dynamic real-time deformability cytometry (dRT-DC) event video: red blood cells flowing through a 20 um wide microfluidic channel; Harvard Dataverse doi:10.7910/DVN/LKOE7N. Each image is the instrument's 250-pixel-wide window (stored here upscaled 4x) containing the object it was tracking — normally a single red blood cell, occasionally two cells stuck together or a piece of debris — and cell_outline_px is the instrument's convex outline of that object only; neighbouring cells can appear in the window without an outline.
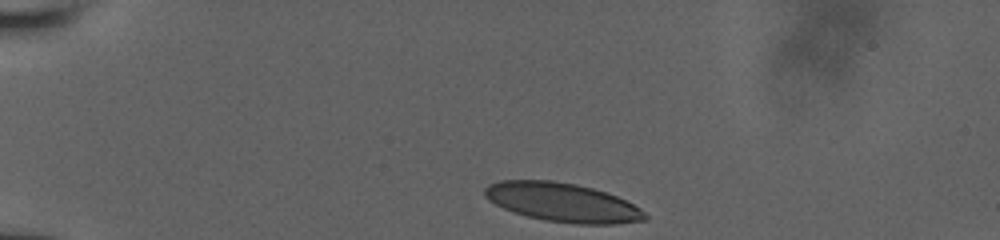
{"species": "human", "species_latin": "Homo sapiens", "temperature_condition": "room temperature", "stored_images_in_passage": 36, "camera_frame_rate_fps": 3000, "um_per_image_px": 0.085, "donor": {"sex": "male"}, "frame": {"image": 1, "passage_image": 1, "time_ms": 0.0, "image_size_px": [1000, 240], "cell_outline_px": [[648, 220], [616, 224], [576, 224], [544, 220], [512, 212], [488, 200], [484, 196], [484, 188], [488, 184], [500, 180], [552, 180], [576, 184], [592, 188], [616, 196], [640, 208], [648, 216]], "centroid_in_image_um": [47.79, 17.2], "position_along_channel_um": 37.2, "area_um2": 36.36}}
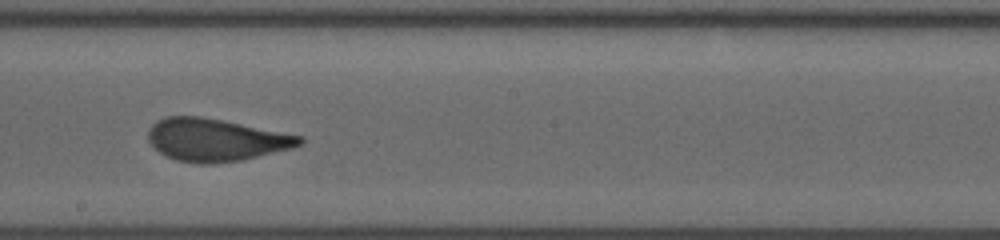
{"frame": {"image": 2, "passage_image": 21, "time_ms": 6.667, "image_size_px": [1000, 240], "cell_outline_px": [[304, 144], [292, 148], [244, 160], [212, 164], [200, 164], [176, 160], [160, 152], [148, 140], [148, 128], [156, 120], [168, 116], [200, 116], [224, 120], [304, 136]], "centroid_in_image_um": [18.38, 11.88], "position_along_channel_um": 229.8, "area_um2": 37.86}}
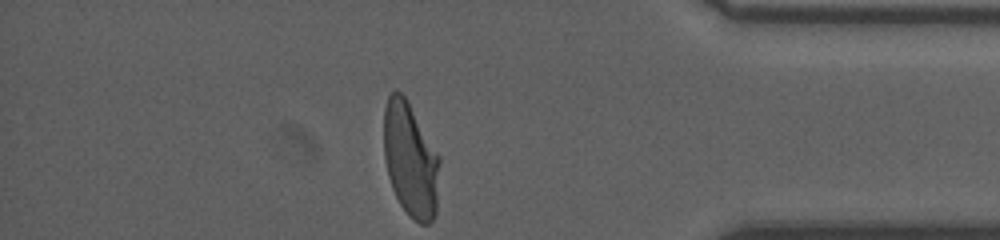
{"frame": {"image": 3, "passage_image": 36, "time_ms": 11.667, "image_size_px": [1000, 240], "cell_outline_px": [[440, 160], [436, 212], [432, 220], [428, 224], [420, 224], [412, 220], [408, 216], [400, 204], [392, 188], [388, 176], [384, 156], [384, 108], [388, 96], [392, 92], [400, 92], [404, 96], [440, 156]], "centroid_in_image_um": [34.89, 13.63], "position_along_channel_um": 400.3, "area_um2": 37.17}, "authors_computed_cell_mechanics": {"area_um2": 37.4833, "velocity_mm_per_s": 3.8895, "shape_relaxation_time_tau1_ms": 8.1971, "shape_relaxation_time_tau2_ms": 0.8466, "deformation_change_tau1": 0.2775, "deformation_change_tau2": 0.0815}}